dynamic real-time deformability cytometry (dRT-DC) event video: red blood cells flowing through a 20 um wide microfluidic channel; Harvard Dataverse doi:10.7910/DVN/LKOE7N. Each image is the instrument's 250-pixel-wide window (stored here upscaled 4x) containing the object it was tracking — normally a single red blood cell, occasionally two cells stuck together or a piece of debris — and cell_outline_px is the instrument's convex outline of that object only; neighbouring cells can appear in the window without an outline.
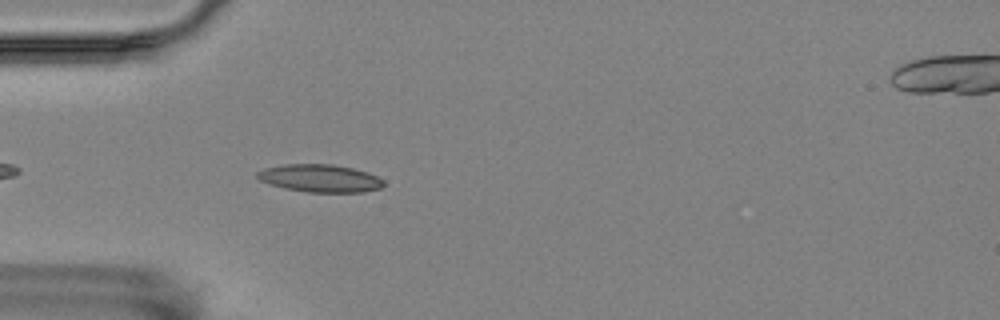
{"species": "Egyptian fruit bat (a non-hibernating species)", "species_latin": "Rousettus aegyptiacus", "temperature_condition": "room temperature", "stored_images_in_passage": 3, "camera_frame_rate_fps": 3000, "um_per_image_px": 0.085, "animal": {"sex": "female"}, "frame": {"image": 1, "passage_image": 2, "time_ms": 0.333, "image_size_px": [1000, 320], "cell_outline_px": [[384, 184], [380, 188], [364, 192], [308, 192], [284, 188], [260, 180], [256, 176], [256, 172], [264, 168], [284, 164], [332, 164], [352, 168], [368, 172], [384, 180]], "centroid_in_image_um": [27.21, 15.15], "position_along_channel_um": 57.8, "area_um2": 20.35}}